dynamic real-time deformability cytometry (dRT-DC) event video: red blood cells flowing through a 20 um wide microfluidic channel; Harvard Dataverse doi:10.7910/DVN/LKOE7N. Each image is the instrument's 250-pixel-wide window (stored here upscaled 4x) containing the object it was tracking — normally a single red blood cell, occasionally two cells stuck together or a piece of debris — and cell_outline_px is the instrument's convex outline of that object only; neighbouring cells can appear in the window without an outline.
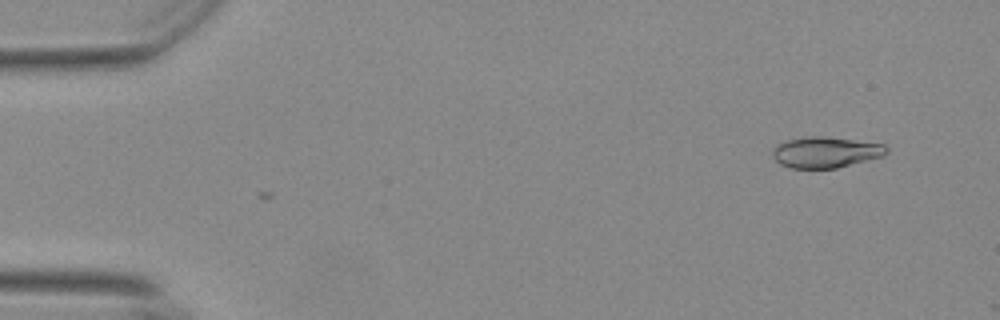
{"species": "Egyptian fruit bat (a non-hibernating species)", "species_latin": "Rousettus aegyptiacus", "temperature_condition": "warm", "stored_images_in_passage": 3, "camera_frame_rate_fps": 3000, "um_per_image_px": 0.085, "animal": {"sex": "female"}, "frame": {"image": 1, "passage_image": 2, "time_ms": 0.333, "image_size_px": [1000, 320], "cell_outline_px": [[888, 152], [884, 156], [836, 168], [792, 168], [780, 164], [772, 156], [772, 152], [776, 144], [788, 140], [804, 136], [824, 136], [884, 144], [888, 148]], "centroid_in_image_um": [70.18, 12.93], "position_along_channel_um": 14.8, "area_um2": 20.58}}